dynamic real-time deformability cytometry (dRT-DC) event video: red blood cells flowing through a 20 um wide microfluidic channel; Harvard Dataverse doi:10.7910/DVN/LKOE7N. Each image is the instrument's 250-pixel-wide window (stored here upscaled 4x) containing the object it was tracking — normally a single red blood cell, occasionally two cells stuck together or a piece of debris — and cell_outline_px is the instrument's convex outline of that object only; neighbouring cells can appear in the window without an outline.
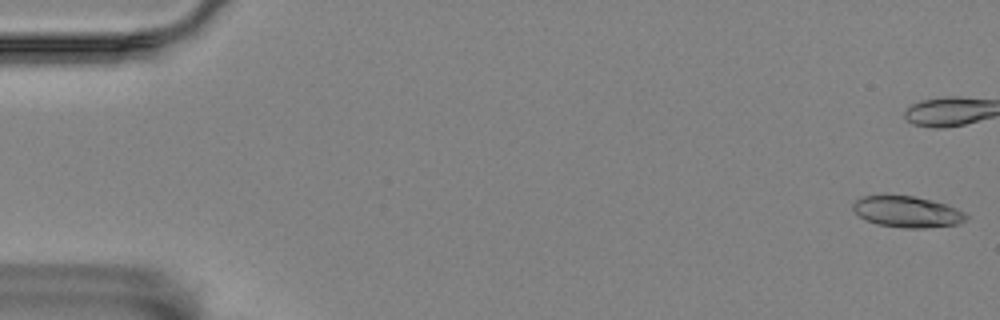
{"species": "Egyptian fruit bat (a non-hibernating species)", "species_latin": "Rousettus aegyptiacus", "temperature_condition": "room temperature", "stored_images_in_passage": 45, "camera_frame_rate_fps": 3000, "um_per_image_px": 0.085, "animal": {"sex": "female"}, "frame": {"image": 1, "passage_image": 1, "time_ms": 0.0, "image_size_px": [1000, 320], "cell_outline_px": [[968, 216], [964, 220], [956, 224], [924, 228], [904, 228], [876, 224], [860, 216], [852, 208], [852, 204], [860, 196], [912, 196], [932, 200], [948, 204], [964, 212]], "centroid_in_image_um": [77.11, 18.0], "position_along_channel_um": 7.9, "area_um2": 20.35}}